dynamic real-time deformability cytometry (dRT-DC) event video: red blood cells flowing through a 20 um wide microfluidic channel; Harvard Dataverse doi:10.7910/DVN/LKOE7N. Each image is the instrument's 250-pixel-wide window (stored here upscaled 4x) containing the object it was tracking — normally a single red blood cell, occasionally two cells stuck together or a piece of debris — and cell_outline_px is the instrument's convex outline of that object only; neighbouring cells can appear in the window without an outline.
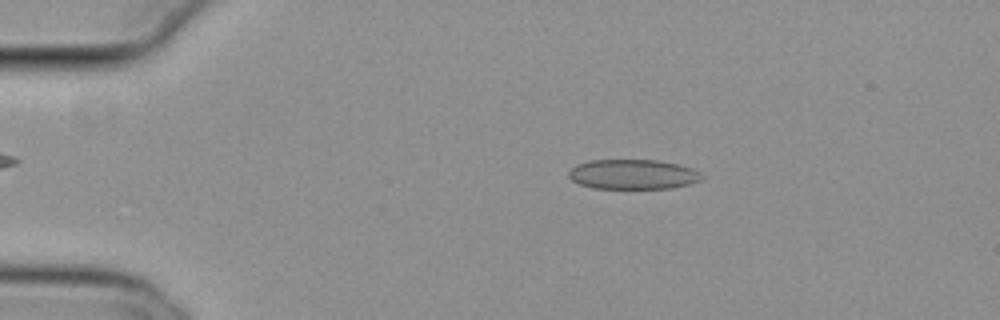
{"species": "common noctule bat (a hibernating species)", "species_latin": "Nyctalus noctula", "temperature_condition": "cold", "stored_images_in_passage": 11, "camera_frame_rate_fps": 3000, "um_per_image_px": 0.085, "animal": {"sex": "female", "body_mass_g": 29.2, "forearm_length_mm": 56.3}, "frame": {"image": 1, "passage_image": 7, "time_ms": 2.0, "image_size_px": [1000, 320], "cell_outline_px": [[704, 176], [700, 180], [688, 184], [672, 188], [592, 188], [580, 184], [572, 180], [568, 176], [568, 172], [576, 164], [588, 160], [656, 160], [676, 164], [692, 168]], "centroid_in_image_um": [53.76, 14.81], "position_along_channel_um": 31.2, "area_um2": 23.0}}